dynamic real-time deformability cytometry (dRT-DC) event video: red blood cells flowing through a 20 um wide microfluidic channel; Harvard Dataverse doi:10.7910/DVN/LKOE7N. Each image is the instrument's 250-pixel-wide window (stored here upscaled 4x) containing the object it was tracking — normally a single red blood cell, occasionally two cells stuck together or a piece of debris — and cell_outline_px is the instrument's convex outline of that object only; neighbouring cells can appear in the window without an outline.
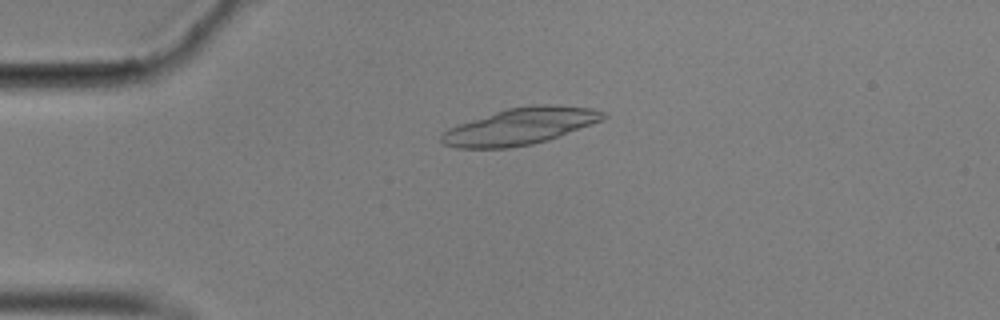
{"species": "common noctule bat (a hibernating species)", "species_latin": "Nyctalus noctula", "temperature_condition": "cold", "stored_images_in_passage": 49, "camera_frame_rate_fps": 3000, "um_per_image_px": 0.085, "animal": {"sex": "male", "body_mass_g": 17.9}, "frame": {"image": 1, "passage_image": 6, "time_ms": 1.667, "image_size_px": [1000, 320], "cell_outline_px": [[608, 116], [604, 120], [532, 144], [508, 148], [456, 148], [444, 144], [440, 140], [440, 136], [448, 128], [508, 108], [536, 104], [548, 104], [592, 108], [608, 112]], "centroid_in_image_um": [44.25, 10.73], "position_along_channel_um": 40.8, "area_um2": 34.1}}